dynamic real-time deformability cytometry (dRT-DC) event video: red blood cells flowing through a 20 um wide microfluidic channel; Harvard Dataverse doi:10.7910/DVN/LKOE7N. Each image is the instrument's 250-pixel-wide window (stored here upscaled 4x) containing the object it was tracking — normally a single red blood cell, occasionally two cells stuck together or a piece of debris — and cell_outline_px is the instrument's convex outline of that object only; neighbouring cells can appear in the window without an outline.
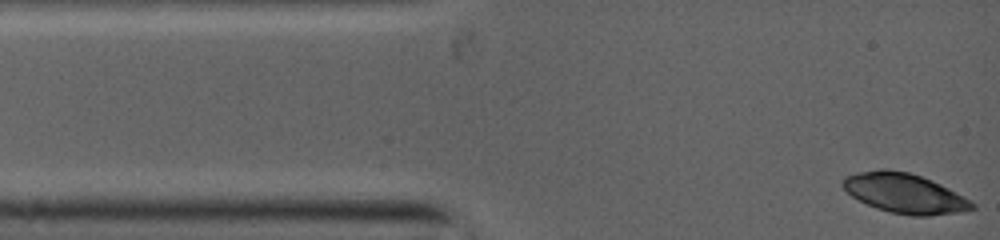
{"species": "common noctule bat (a hibernating species)", "species_latin": "Nyctalus noctula", "temperature_condition": "warm", "stored_images_in_passage": 7, "camera_frame_rate_fps": 5000, "um_per_image_px": 0.085, "animal": {"sex": "female", "body_mass_g": 19.0, "forearm_length_mm": 53.3}, "frame": {"image": 1, "passage_image": 1, "time_ms": 0.0, "image_size_px": [1000, 240], "cell_outline_px": [[976, 208], [960, 212], [928, 216], [912, 216], [888, 212], [876, 208], [852, 196], [840, 184], [844, 176], [860, 172], [884, 168], [908, 172], [920, 176], [940, 184], [976, 204]], "centroid_in_image_um": [76.87, 16.43], "position_along_channel_um": 8.1, "area_um2": 29.71}}
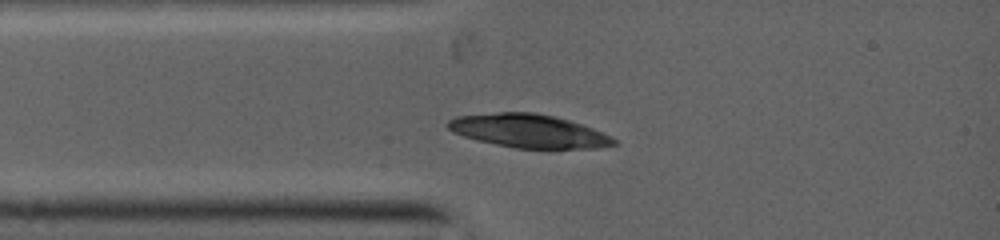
{"frame": {"image": 2, "passage_image": 7, "time_ms": 2.0, "image_size_px": [1000, 240], "cell_outline_px": [[616, 144], [600, 148], [548, 152], [516, 148], [476, 140], [452, 132], [448, 128], [448, 120], [456, 116], [500, 112], [532, 112], [552, 116], [568, 120], [592, 128], [616, 140]], "centroid_in_image_um": [44.98, 11.19], "position_along_channel_um": 40.0, "area_um2": 33.06}}